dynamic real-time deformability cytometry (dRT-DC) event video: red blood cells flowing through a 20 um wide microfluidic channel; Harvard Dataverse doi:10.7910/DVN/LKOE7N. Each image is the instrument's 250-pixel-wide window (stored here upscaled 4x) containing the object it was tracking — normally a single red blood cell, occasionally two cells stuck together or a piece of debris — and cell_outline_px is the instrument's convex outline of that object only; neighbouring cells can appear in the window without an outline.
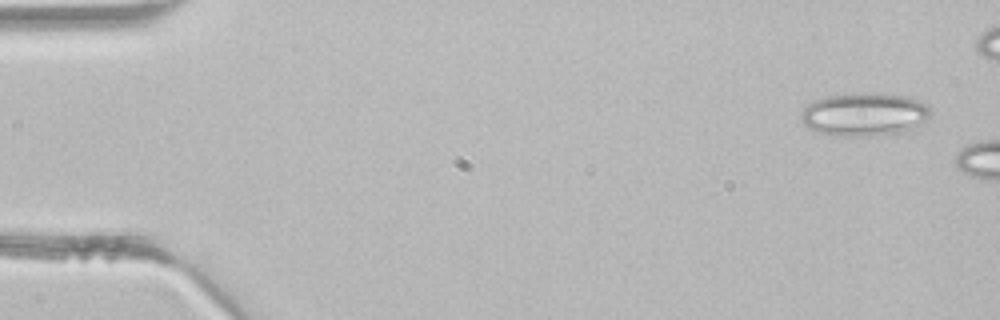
{"species": "common noctule bat (a hibernating species)", "species_latin": "Nyctalus noctula", "temperature_condition": "room temperature", "stored_images_in_passage": 4, "camera_frame_rate_fps": 3000, "um_per_image_px": 0.085, "animal": {"sex": "male", "body_mass_g": 21.5, "forearm_length_mm": 52.0}, "frame": {"image": 1, "passage_image": 1, "time_ms": 0.0, "image_size_px": [1000, 320], "cell_outline_px": [[932, 112], [924, 124], [912, 128], [896, 132], [872, 136], [836, 136], [820, 132], [808, 128], [800, 120], [800, 112], [812, 100], [828, 96], [848, 92], [880, 92], [908, 96], [920, 100], [928, 104], [932, 108]], "centroid_in_image_um": [73.49, 9.68], "position_along_channel_um": 11.5, "area_um2": 33.47}}